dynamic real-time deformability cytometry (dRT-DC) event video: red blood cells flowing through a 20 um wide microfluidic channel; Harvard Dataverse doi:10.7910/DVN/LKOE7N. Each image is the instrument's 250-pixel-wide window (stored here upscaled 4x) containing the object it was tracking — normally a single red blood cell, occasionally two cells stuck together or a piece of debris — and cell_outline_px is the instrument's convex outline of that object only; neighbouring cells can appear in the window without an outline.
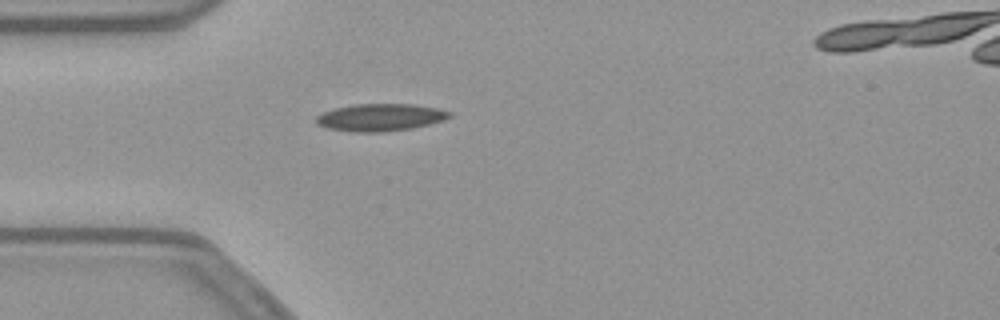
{"species": "common noctule bat (a hibernating species)", "species_latin": "Nyctalus noctula", "temperature_condition": "warm", "stored_images_in_passage": 38, "camera_frame_rate_fps": 3000, "um_per_image_px": 0.085, "animal": {"sex": "female", "body_mass_g": 21.9}, "frame": {"image": 1, "passage_image": 1, "time_ms": 0.0, "image_size_px": [1000, 320], "cell_outline_px": [[452, 116], [428, 124], [412, 128], [380, 132], [352, 132], [328, 128], [316, 124], [316, 116], [324, 112], [336, 108], [352, 104], [412, 104], [436, 108], [452, 112]], "centroid_in_image_um": [32.29, 9.97], "position_along_channel_um": 52.7, "area_um2": 21.04}}
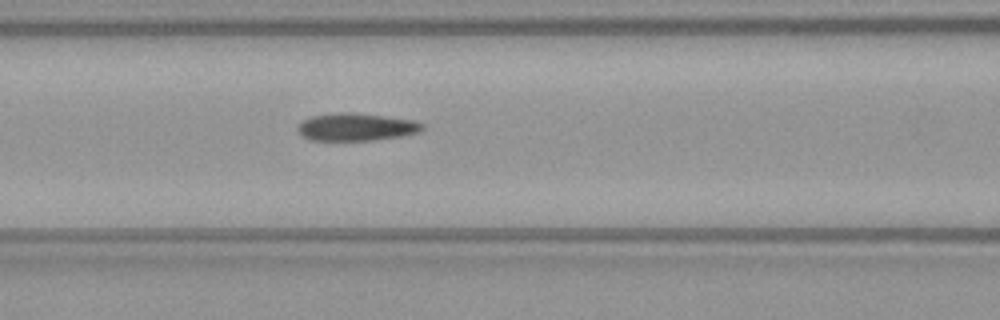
{"frame": {"image": 2, "passage_image": 8, "time_ms": 2.333, "image_size_px": [1000, 320], "cell_outline_px": [[424, 128], [420, 132], [404, 136], [372, 140], [312, 140], [304, 136], [296, 128], [304, 120], [312, 116], [340, 112], [352, 112], [384, 116], [412, 120], [424, 124]], "centroid_in_image_um": [30.32, 10.79], "position_along_channel_um": 136.3, "area_um2": 19.88}}
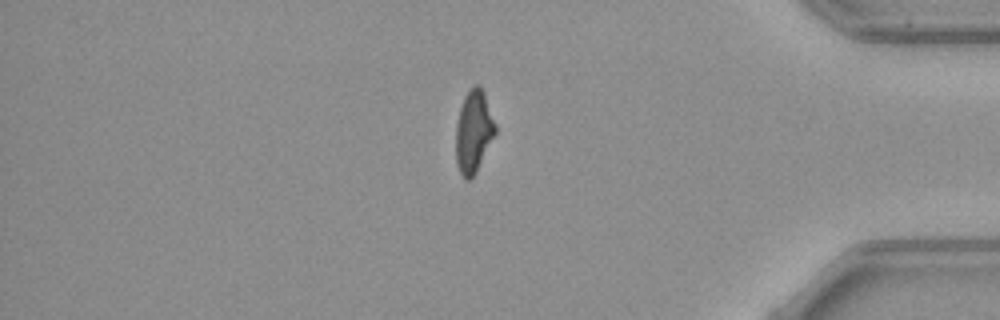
{"frame": {"image": 3, "passage_image": 31, "time_ms": 10.0, "image_size_px": [1000, 320], "cell_outline_px": [[496, 132], [476, 172], [468, 180], [464, 180], [456, 164], [456, 124], [460, 108], [464, 96], [468, 88], [472, 84], [480, 84], [484, 92], [496, 124]], "centroid_in_image_um": [40.25, 11.13], "position_along_channel_um": 395.0, "area_um2": 19.07}}